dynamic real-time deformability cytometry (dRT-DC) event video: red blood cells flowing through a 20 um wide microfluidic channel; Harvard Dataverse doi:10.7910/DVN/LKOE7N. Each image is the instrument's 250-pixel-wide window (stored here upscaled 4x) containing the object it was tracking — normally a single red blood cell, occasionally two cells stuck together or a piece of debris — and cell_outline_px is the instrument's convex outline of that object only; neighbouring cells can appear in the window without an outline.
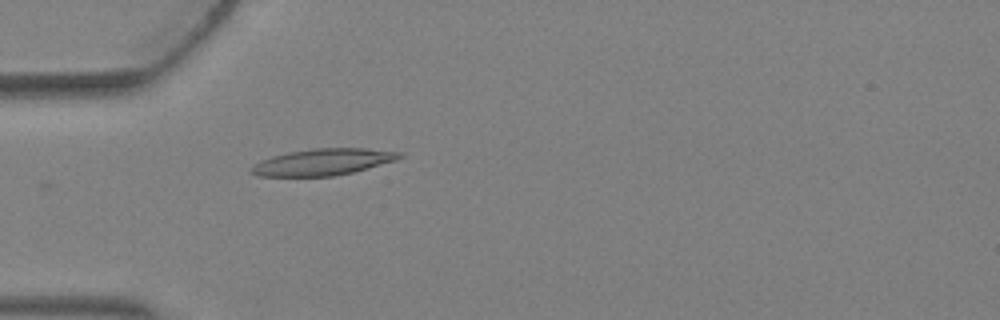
{"species": "Egyptian fruit bat (a non-hibernating species)", "species_latin": "Rousettus aegyptiacus", "temperature_condition": "warm", "stored_images_in_passage": 5, "camera_frame_rate_fps": 3000, "um_per_image_px": 0.085, "animal": {"sex": "female"}, "frame": {"image": 1, "passage_image": 5, "time_ms": 1.333, "image_size_px": [1000, 320], "cell_outline_px": [[404, 156], [396, 160], [352, 172], [332, 176], [256, 176], [248, 172], [252, 164], [272, 156], [288, 152], [312, 148], [368, 148], [404, 152]], "centroid_in_image_um": [27.43, 13.76], "position_along_channel_um": 57.6, "area_um2": 23.06}}